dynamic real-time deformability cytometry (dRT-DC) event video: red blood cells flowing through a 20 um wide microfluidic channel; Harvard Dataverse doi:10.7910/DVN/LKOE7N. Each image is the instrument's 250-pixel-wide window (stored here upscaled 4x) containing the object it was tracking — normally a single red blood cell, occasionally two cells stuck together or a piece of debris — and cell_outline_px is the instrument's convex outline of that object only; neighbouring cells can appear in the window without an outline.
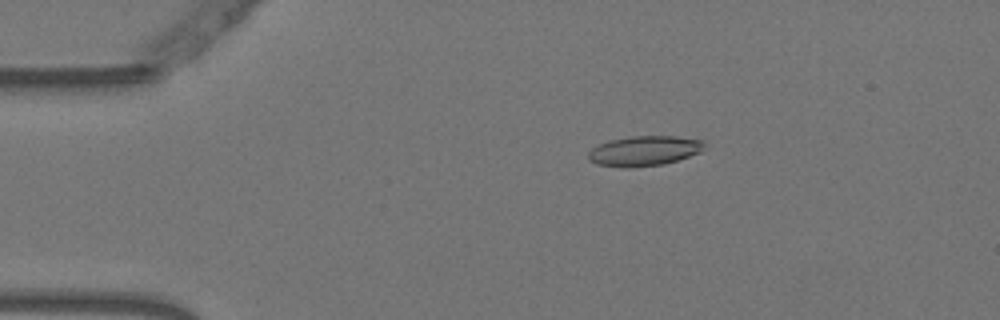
{"species": "Egyptian fruit bat (a non-hibernating species)", "species_latin": "Rousettus aegyptiacus", "temperature_condition": "warm", "stored_images_in_passage": 54, "camera_frame_rate_fps": 3000, "um_per_image_px": 0.085, "animal": {"sex": "female"}, "frame": {"image": 1, "passage_image": 10, "time_ms": 3.0, "image_size_px": [1000, 320], "cell_outline_px": [[704, 148], [700, 152], [664, 164], [628, 168], [624, 168], [596, 164], [588, 160], [588, 152], [592, 148], [608, 140], [632, 136], [676, 136], [704, 140]], "centroid_in_image_um": [54.73, 12.82], "position_along_channel_um": 30.3, "area_um2": 20.35}}
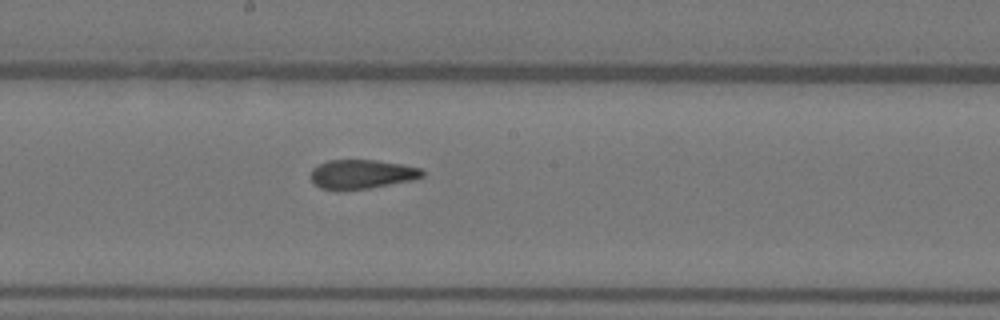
{"frame": {"image": 2, "passage_image": 29, "time_ms": 9.333, "image_size_px": [1000, 320], "cell_outline_px": [[424, 176], [412, 180], [368, 188], [320, 188], [308, 176], [312, 168], [328, 160], [376, 160], [424, 168]], "centroid_in_image_um": [30.77, 14.77], "position_along_channel_um": 217.4, "area_um2": 18.61}}
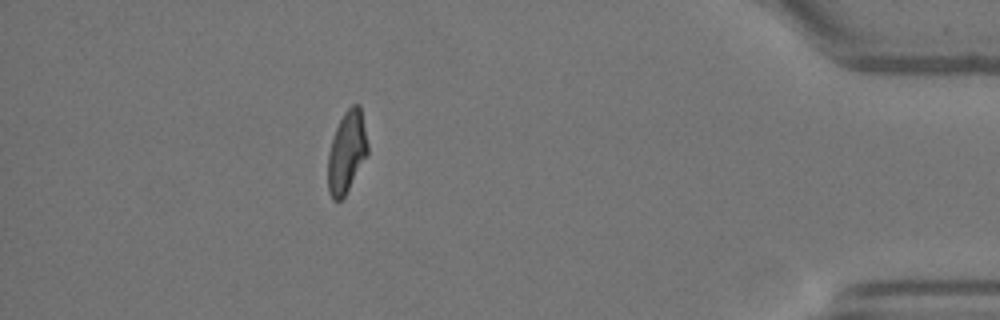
{"frame": {"image": 3, "passage_image": 48, "time_ms": 15.667, "image_size_px": [1000, 320], "cell_outline_px": [[368, 152], [344, 196], [340, 200], [332, 200], [328, 192], [328, 152], [336, 128], [344, 112], [352, 104], [360, 104], [368, 144]], "centroid_in_image_um": [29.46, 12.9], "position_along_channel_um": 405.7, "area_um2": 18.67}, "authors_computed_cell_mechanics": {"area_um2": 19.7387, "velocity_mm_per_s": 3.77, "shape_relaxation_time_tau1_ms": null, "shape_relaxation_time_tau2_ms": 1.1517, "deformation_change_tau1": null, "deformation_change_tau2": 0.0835}}